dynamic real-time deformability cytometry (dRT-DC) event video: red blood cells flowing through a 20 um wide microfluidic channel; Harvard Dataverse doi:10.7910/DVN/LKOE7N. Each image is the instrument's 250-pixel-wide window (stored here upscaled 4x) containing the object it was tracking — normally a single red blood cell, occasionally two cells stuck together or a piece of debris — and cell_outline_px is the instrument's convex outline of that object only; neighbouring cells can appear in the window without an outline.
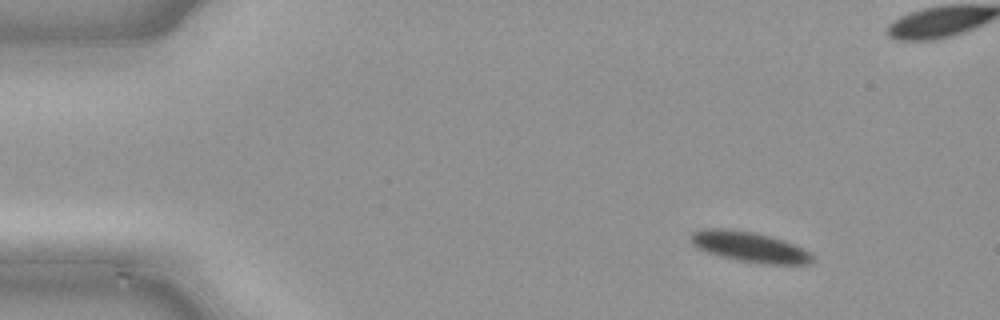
{"species": "common noctule bat (a hibernating species)", "species_latin": "Nyctalus noctula", "temperature_condition": "cold", "stored_images_in_passage": 45, "camera_frame_rate_fps": 3000, "um_per_image_px": 0.085, "animal": {"sex": "male", "body_mass_g": 21.5, "forearm_length_mm": 52.0}, "frame": {"image": 1, "passage_image": 1, "time_ms": 0.0, "image_size_px": [1000, 320], "cell_outline_px": [[812, 260], [808, 264], [760, 264], [720, 256], [696, 248], [688, 240], [688, 236], [692, 232], [704, 228], [724, 228], [752, 232], [784, 240], [808, 252], [812, 256]], "centroid_in_image_um": [63.61, 20.97], "position_along_channel_um": 21.4, "area_um2": 21.33}}
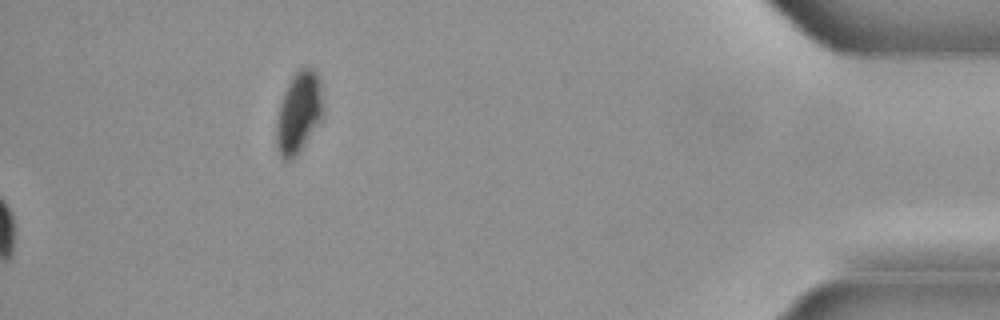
{"frame": {"image": 2, "passage_image": 45, "time_ms": 14.667, "image_size_px": [1000, 320], "cell_outline_px": [[320, 120], [296, 156], [288, 160], [284, 160], [280, 156], [276, 148], [276, 120], [280, 104], [284, 92], [292, 76], [300, 68], [312, 68], [316, 72], [320, 84]], "centroid_in_image_um": [25.33, 9.59], "position_along_channel_um": 409.9, "area_um2": 21.39}}